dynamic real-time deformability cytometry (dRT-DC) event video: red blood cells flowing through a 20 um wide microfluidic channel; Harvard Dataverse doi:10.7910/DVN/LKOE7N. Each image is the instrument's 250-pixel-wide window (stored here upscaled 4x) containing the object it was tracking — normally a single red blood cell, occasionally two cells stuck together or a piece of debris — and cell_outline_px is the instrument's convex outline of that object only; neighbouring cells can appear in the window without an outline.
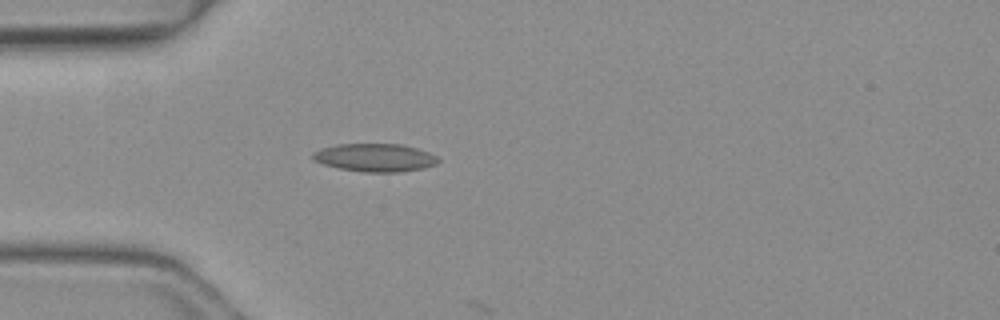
{"species": "common noctule bat (a hibernating species)", "species_latin": "Nyctalus noctula", "temperature_condition": "warm", "stored_images_in_passage": 15, "camera_frame_rate_fps": 3000, "um_per_image_px": 0.085, "animal": {"sex": "female", "body_mass_g": 19.3, "forearm_length_mm": 54.1}, "frame": {"image": 1, "passage_image": 14, "time_ms": 4.333, "image_size_px": [1000, 320], "cell_outline_px": [[440, 160], [436, 164], [424, 168], [400, 172], [364, 172], [340, 168], [324, 164], [312, 160], [312, 152], [320, 148], [336, 144], [400, 144], [416, 148], [428, 152], [436, 156]], "centroid_in_image_um": [31.85, 13.39], "position_along_channel_um": 53.1, "area_um2": 20.52}}